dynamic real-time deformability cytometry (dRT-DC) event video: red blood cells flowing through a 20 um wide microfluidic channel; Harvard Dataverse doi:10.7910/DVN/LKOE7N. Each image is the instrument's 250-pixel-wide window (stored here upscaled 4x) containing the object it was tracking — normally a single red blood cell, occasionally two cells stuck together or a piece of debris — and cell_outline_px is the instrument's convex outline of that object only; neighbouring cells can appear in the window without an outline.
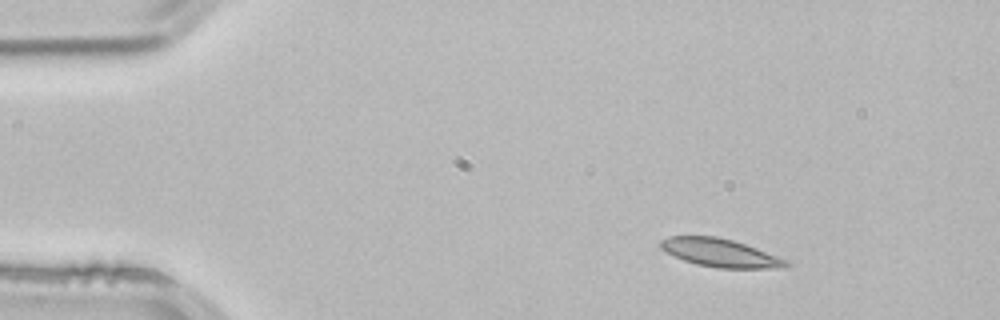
{"species": "common noctule bat (a hibernating species)", "species_latin": "Nyctalus noctula", "temperature_condition": "room temperature", "stored_images_in_passage": 2, "camera_frame_rate_fps": 3000, "um_per_image_px": 0.085, "animal": {"sex": "male", "body_mass_g": 21.5, "forearm_length_mm": 52.0}, "frame": {"image": 1, "passage_image": 1, "time_ms": 0.0, "image_size_px": [1000, 320], "cell_outline_px": [[788, 264], [784, 268], [716, 268], [696, 264], [684, 260], [660, 248], [660, 240], [668, 236], [716, 236], [732, 240], [756, 248], [776, 256], [784, 260]], "centroid_in_image_um": [61.16, 21.48], "position_along_channel_um": 23.8, "area_um2": 20.23}}